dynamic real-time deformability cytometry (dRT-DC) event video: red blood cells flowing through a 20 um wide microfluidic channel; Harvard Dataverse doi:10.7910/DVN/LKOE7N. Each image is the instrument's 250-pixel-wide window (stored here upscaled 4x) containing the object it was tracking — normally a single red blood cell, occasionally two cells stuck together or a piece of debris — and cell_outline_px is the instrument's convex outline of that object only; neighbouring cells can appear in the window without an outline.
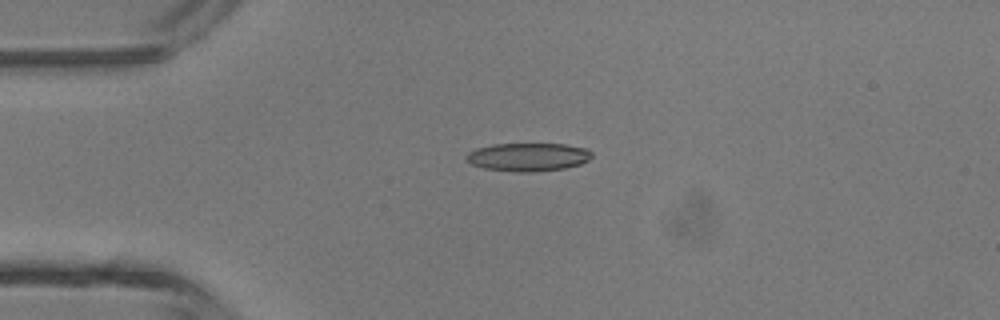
{"species": "common noctule bat (a hibernating species)", "species_latin": "Nyctalus noctula", "temperature_condition": "room temperature", "stored_images_in_passage": 6, "camera_frame_rate_fps": 3000, "um_per_image_px": 0.085, "animal": {"sex": "male", "body_mass_g": 13.3}, "frame": {"image": 1, "passage_image": 4, "time_ms": 3.333, "image_size_px": [1000, 320], "cell_outline_px": [[592, 156], [588, 160], [580, 164], [564, 168], [532, 172], [520, 172], [484, 168], [472, 164], [464, 156], [468, 152], [476, 148], [492, 144], [568, 144], [584, 148], [592, 152]], "centroid_in_image_um": [44.88, 13.33], "position_along_channel_um": 40.1, "area_um2": 20.58}}
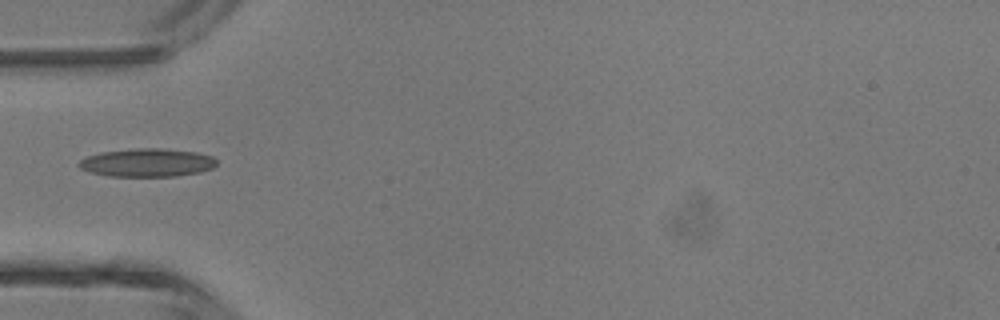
{"frame": {"image": 2, "passage_image": 5, "time_ms": 4.667, "image_size_px": [1000, 320], "cell_outline_px": [[216, 164], [212, 168], [200, 172], [176, 176], [108, 176], [92, 172], [80, 168], [76, 164], [80, 160], [88, 156], [100, 152], [136, 148], [160, 148], [196, 152], [212, 156], [216, 160]], "centroid_in_image_um": [12.5, 13.82], "position_along_channel_um": 72.5, "area_um2": 22.6}}
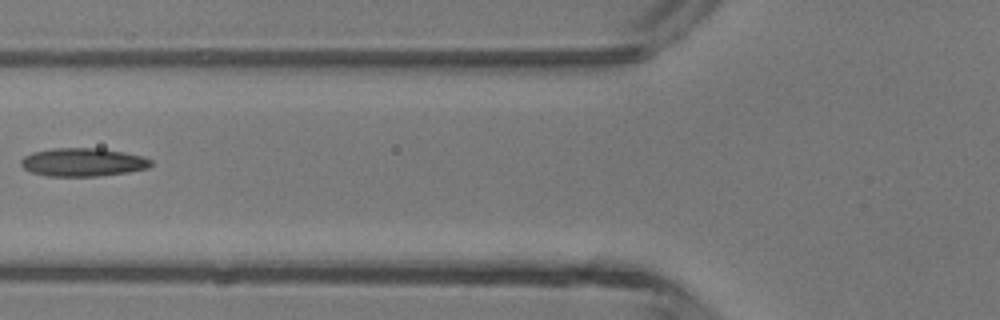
{"frame": {"image": 3, "passage_image": 6, "time_ms": 5.667, "image_size_px": [1000, 320], "cell_outline_px": [[152, 164], [148, 168], [128, 172], [100, 176], [48, 176], [32, 172], [24, 168], [20, 164], [20, 160], [24, 156], [32, 152], [52, 148], [100, 148], [124, 152], [140, 156], [152, 160]], "centroid_in_image_um": [7.03, 13.78], "position_along_channel_um": 118.8, "area_um2": 21.44}}